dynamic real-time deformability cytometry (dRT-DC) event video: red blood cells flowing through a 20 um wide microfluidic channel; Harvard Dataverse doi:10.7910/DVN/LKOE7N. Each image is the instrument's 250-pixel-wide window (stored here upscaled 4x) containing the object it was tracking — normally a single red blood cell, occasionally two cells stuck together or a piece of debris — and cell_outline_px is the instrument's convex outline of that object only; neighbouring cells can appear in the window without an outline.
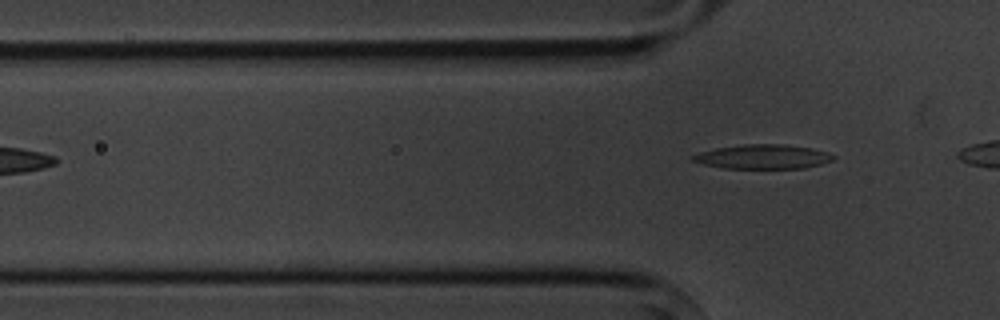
{"species": "common noctule bat (a hibernating species)", "species_latin": "Nyctalus noctula", "temperature_condition": "cold", "stored_images_in_passage": 3, "camera_frame_rate_fps": 3000, "um_per_image_px": 0.085, "animal": {"sex": "male", "body_mass_g": 20.1, "forearm_length_mm": 53.5}, "frame": {"image": 1, "passage_image": 3, "time_ms": 2.667, "image_size_px": [1000, 320], "cell_outline_px": [[836, 156], [832, 160], [820, 164], [804, 168], [724, 168], [704, 164], [692, 160], [688, 156], [700, 152], [716, 148], [744, 144], [784, 144], [812, 148], [828, 152]], "centroid_in_image_um": [64.84, 13.31], "position_along_channel_um": 61.0, "area_um2": 19.88}}